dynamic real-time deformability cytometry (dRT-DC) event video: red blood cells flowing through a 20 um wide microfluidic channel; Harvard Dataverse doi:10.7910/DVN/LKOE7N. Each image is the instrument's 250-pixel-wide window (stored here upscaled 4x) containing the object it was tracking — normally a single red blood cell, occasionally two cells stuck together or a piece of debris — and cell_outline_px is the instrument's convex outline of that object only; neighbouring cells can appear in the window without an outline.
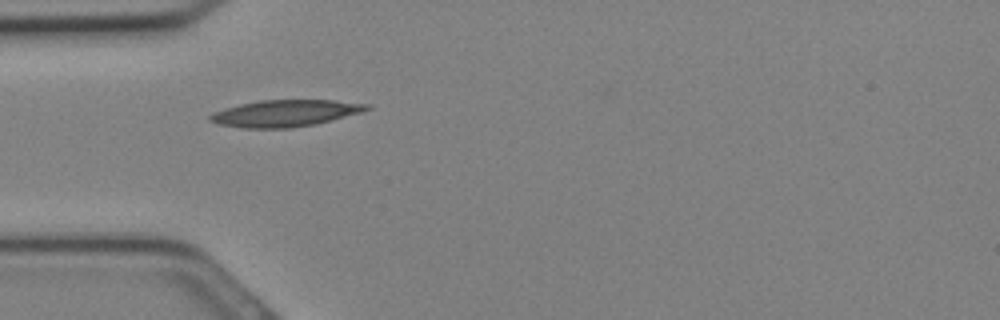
{"species": "Egyptian fruit bat (a non-hibernating species)", "species_latin": "Rousettus aegyptiacus", "temperature_condition": "cold", "stored_images_in_passage": 26, "camera_frame_rate_fps": 3000, "um_per_image_px": 0.085, "animal": {"sex": "female"}, "frame": {"image": 1, "passage_image": 4, "time_ms": 1.0, "image_size_px": [1000, 320], "cell_outline_px": [[372, 108], [364, 112], [316, 124], [292, 128], [244, 128], [220, 124], [208, 120], [208, 116], [212, 112], [224, 108], [240, 104], [260, 100], [332, 100], [372, 104]], "centroid_in_image_um": [24.28, 9.62], "position_along_channel_um": 60.7, "area_um2": 24.62}}
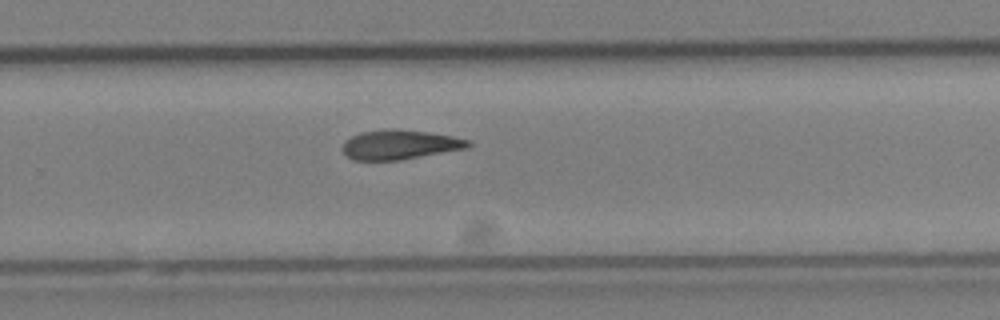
{"frame": {"image": 2, "passage_image": 15, "time_ms": 4.667, "image_size_px": [1000, 320], "cell_outline_px": [[472, 144], [468, 148], [400, 160], [352, 160], [344, 152], [344, 140], [360, 132], [388, 128], [396, 128], [428, 132], [452, 136], [472, 140]], "centroid_in_image_um": [34.01, 12.28], "position_along_channel_um": 295.8, "area_um2": 21.73}}
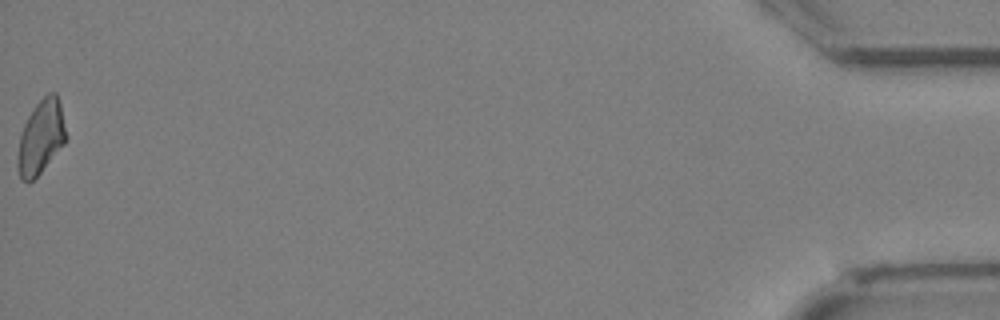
{"frame": {"image": 3, "passage_image": 26, "time_ms": 8.333, "image_size_px": [1000, 320], "cell_outline_px": [[68, 136], [64, 144], [40, 172], [32, 180], [20, 180], [16, 168], [16, 160], [20, 136], [24, 124], [28, 116], [36, 104], [48, 92], [56, 92], [60, 104]], "centroid_in_image_um": [3.47, 11.65], "position_along_channel_um": 431.7, "area_um2": 20.81}}